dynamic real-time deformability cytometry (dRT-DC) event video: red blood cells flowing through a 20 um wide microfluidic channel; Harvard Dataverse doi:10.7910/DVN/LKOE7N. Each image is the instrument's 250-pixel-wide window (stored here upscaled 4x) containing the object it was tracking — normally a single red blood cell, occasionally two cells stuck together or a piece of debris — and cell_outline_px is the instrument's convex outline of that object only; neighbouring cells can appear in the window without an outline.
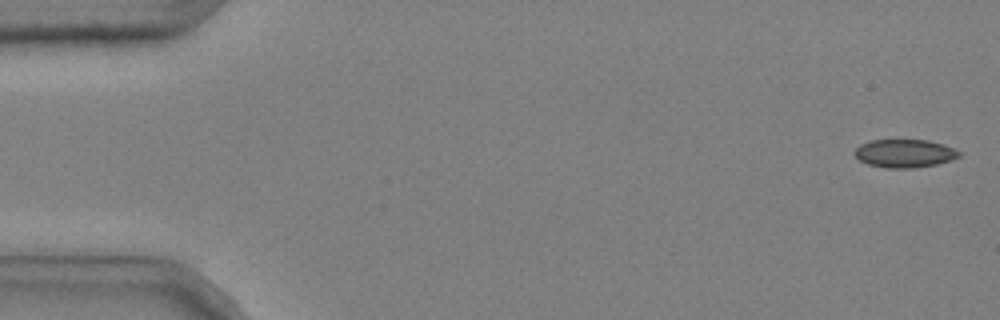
{"species": "common noctule bat (a hibernating species)", "species_latin": "Nyctalus noctula", "temperature_condition": "cold", "stored_images_in_passage": 14, "camera_frame_rate_fps": 3000, "um_per_image_px": 0.085, "animal": {"sex": "male", "body_mass_g": 20.4}, "frame": {"image": 1, "passage_image": 1, "time_ms": 0.0, "image_size_px": [1000, 320], "cell_outline_px": [[960, 156], [952, 160], [936, 164], [912, 168], [888, 168], [868, 164], [860, 160], [856, 156], [856, 148], [860, 144], [872, 140], [928, 140], [944, 144], [960, 152]], "centroid_in_image_um": [76.91, 13.03], "position_along_channel_um": 8.1, "area_um2": 16.99}}
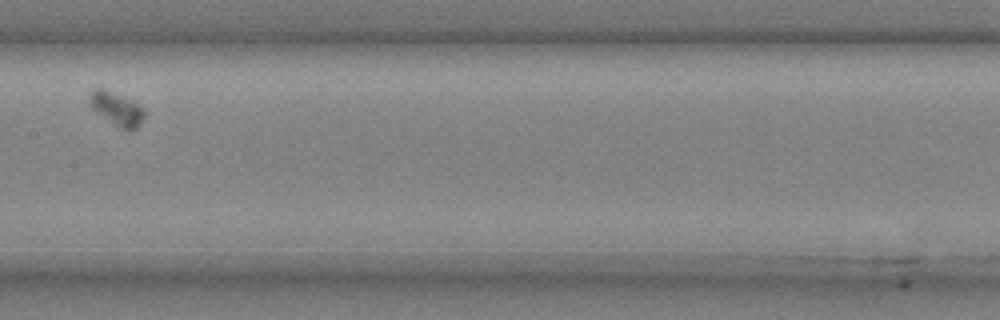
{"frame": {"image": 2, "passage_image": 9, "time_ms": 2.667, "image_size_px": [1000, 320], "cell_outline_px": [[144, 116], [140, 124], [136, 128], [128, 132], [120, 128], [92, 108], [88, 100], [88, 96], [96, 88], [104, 88], [132, 100], [144, 112]], "centroid_in_image_um": [9.91, 9.24], "position_along_channel_um": 197.5, "area_um2": 10.4}}
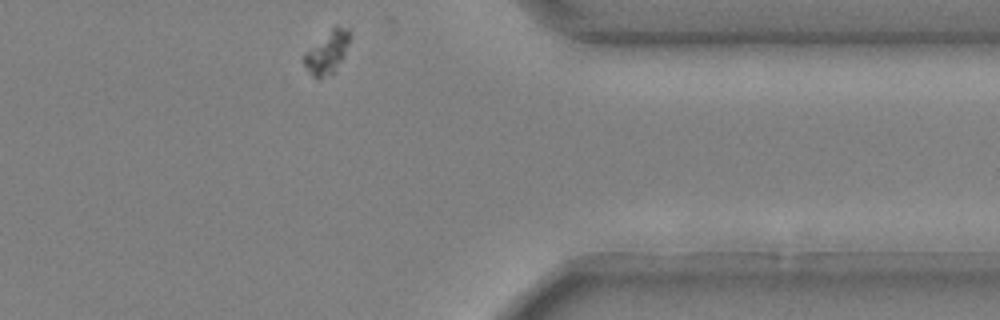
{"frame": {"image": 3, "passage_image": 14, "time_ms": 4.333, "image_size_px": [1000, 320], "cell_outline_px": [[352, 36], [340, 60], [332, 72], [320, 80], [316, 80], [312, 76], [304, 64], [304, 52], [336, 24], [348, 28], [352, 32]], "centroid_in_image_um": [27.81, 4.41], "position_along_channel_um": 383.6, "area_um2": 11.27}}